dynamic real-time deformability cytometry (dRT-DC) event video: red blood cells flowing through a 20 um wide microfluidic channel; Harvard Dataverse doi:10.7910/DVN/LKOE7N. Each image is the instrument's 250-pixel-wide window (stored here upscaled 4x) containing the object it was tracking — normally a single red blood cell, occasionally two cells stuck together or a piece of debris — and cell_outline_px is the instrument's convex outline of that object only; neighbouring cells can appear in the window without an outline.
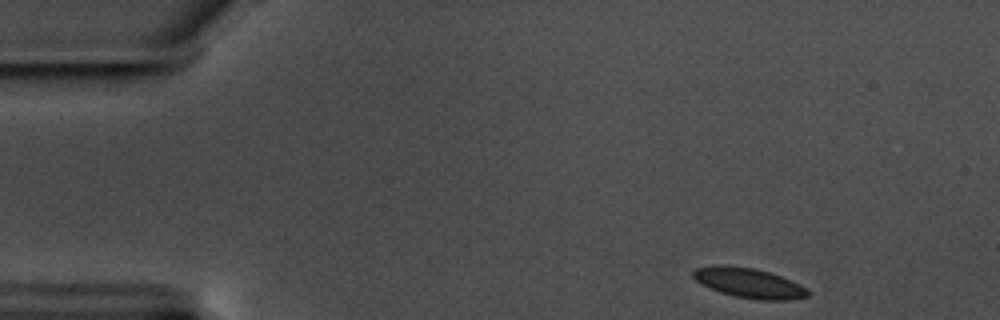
{"species": "common noctule bat (a hibernating species)", "species_latin": "Nyctalus noctula", "temperature_condition": "warm", "stored_images_in_passage": 52, "camera_frame_rate_fps": 3000, "um_per_image_px": 0.085, "animal": {"sex": "male", "body_mass_g": 17.5, "forearm_length_mm": 52.3}, "frame": {"image": 1, "passage_image": 1, "time_ms": 0.0, "image_size_px": [1000, 320], "cell_outline_px": [[808, 296], [788, 300], [760, 300], [736, 296], [720, 292], [696, 280], [692, 276], [692, 272], [696, 268], [720, 264], [728, 264], [756, 268], [792, 280], [808, 288]], "centroid_in_image_um": [63.68, 24.03], "position_along_channel_um": 21.3, "area_um2": 19.94}}
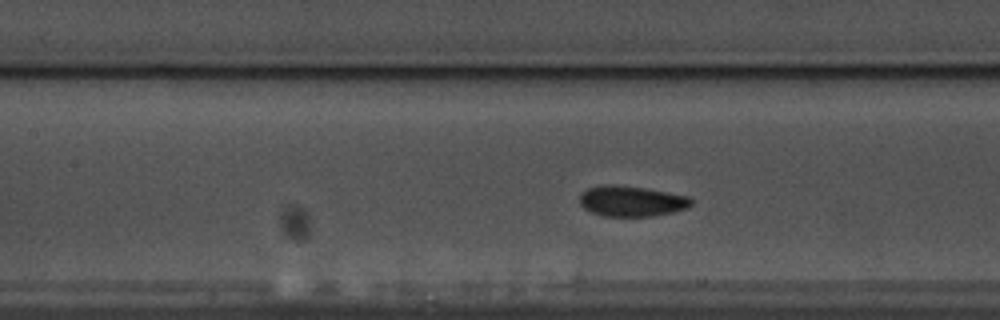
{"frame": {"image": 2, "passage_image": 20, "time_ms": 6.333, "image_size_px": [1000, 320], "cell_outline_px": [[692, 204], [688, 208], [672, 212], [652, 216], [604, 216], [592, 212], [584, 208], [580, 204], [580, 192], [588, 188], [600, 184], [616, 184], [644, 188], [668, 192], [688, 196], [692, 200]], "centroid_in_image_um": [53.66, 17.08], "position_along_channel_um": 153.7, "area_um2": 20.0}}
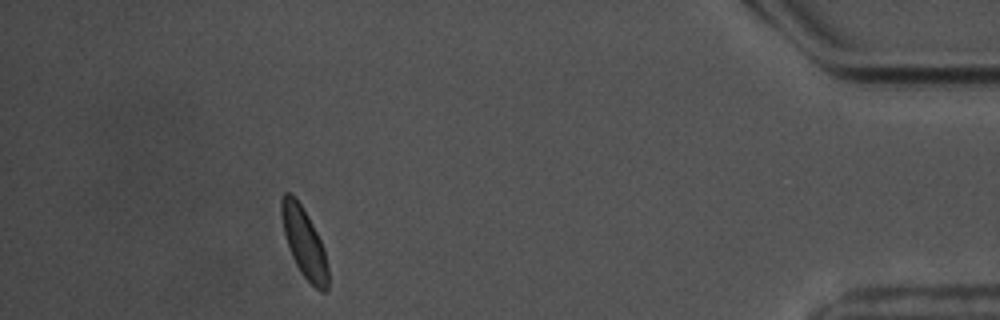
{"frame": {"image": 3, "passage_image": 47, "time_ms": 15.333, "image_size_px": [1000, 320], "cell_outline_px": [[328, 288], [324, 292], [320, 292], [300, 272], [288, 248], [284, 232], [280, 212], [280, 200], [284, 192], [288, 192], [300, 204], [308, 216], [324, 248], [328, 268]], "centroid_in_image_um": [25.84, 20.63], "position_along_channel_um": 409.4, "area_um2": 18.67}}